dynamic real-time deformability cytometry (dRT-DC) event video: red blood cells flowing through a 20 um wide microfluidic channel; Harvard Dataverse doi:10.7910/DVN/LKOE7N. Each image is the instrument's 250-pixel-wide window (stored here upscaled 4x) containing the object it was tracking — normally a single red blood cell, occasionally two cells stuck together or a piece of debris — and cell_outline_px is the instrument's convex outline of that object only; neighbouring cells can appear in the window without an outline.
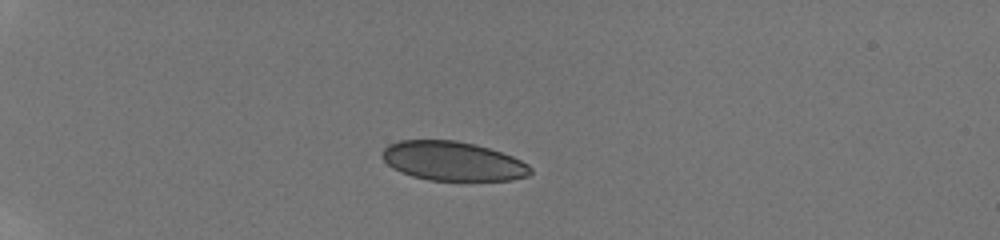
{"species": "human", "species_latin": "Homo sapiens", "temperature_condition": "room temperature", "stored_images_in_passage": 7, "camera_frame_rate_fps": 3000, "um_per_image_px": 0.085, "donor": {"sex": "male"}, "frame": {"image": 1, "passage_image": 5, "time_ms": 4.333, "image_size_px": [1000, 240], "cell_outline_px": [[532, 172], [528, 176], [512, 180], [428, 180], [412, 176], [400, 172], [392, 168], [380, 156], [384, 148], [388, 144], [400, 140], [456, 140], [476, 144], [512, 156], [528, 164], [532, 168]], "centroid_in_image_um": [38.47, 13.69], "position_along_channel_um": 46.5, "area_um2": 33.99}}
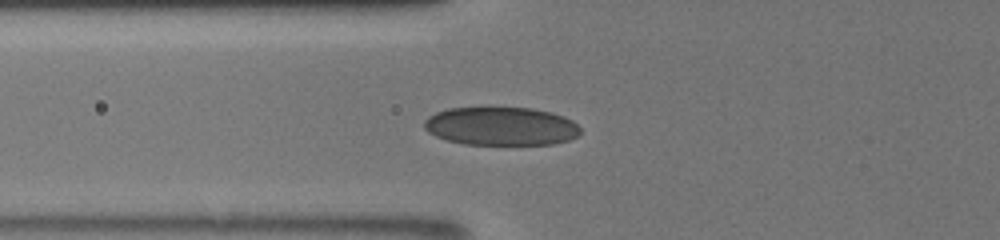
{"frame": {"image": 2, "passage_image": 7, "time_ms": 6.667, "image_size_px": [1000, 240], "cell_outline_px": [[580, 132], [576, 136], [568, 140], [552, 144], [464, 144], [448, 140], [436, 136], [428, 132], [424, 128], [424, 120], [428, 116], [436, 112], [448, 108], [488, 104], [492, 104], [532, 108], [552, 112], [564, 116], [572, 120], [580, 128]], "centroid_in_image_um": [42.54, 10.66], "position_along_channel_um": 83.3, "area_um2": 36.13}}